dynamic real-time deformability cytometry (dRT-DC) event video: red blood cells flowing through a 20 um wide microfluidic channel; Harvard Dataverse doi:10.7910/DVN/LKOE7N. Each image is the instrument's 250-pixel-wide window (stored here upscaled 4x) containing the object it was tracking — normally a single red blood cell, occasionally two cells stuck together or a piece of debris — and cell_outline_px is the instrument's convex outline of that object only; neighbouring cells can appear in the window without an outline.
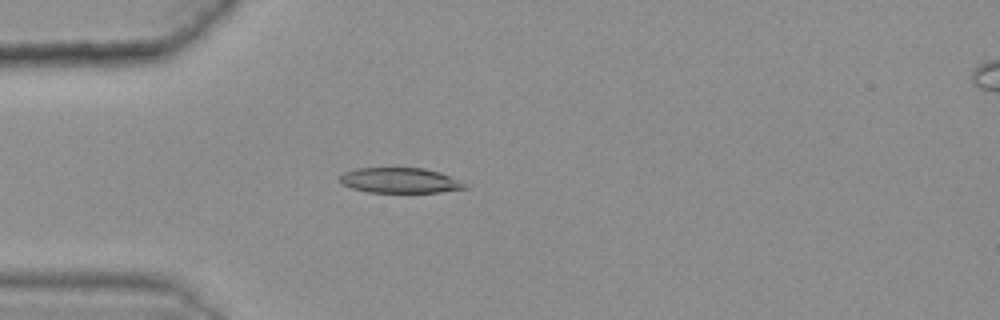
{"species": "common noctule bat (a hibernating species)", "species_latin": "Nyctalus noctula", "temperature_condition": "warm", "stored_images_in_passage": 35, "camera_frame_rate_fps": 3000, "um_per_image_px": 0.085, "animal": {"sex": "female", "body_mass_g": 25.1}, "frame": {"image": 1, "passage_image": 3, "time_ms": 0.667, "image_size_px": [1000, 320], "cell_outline_px": [[468, 188], [440, 192], [368, 192], [352, 188], [340, 184], [340, 176], [344, 172], [356, 168], [424, 168], [440, 172], [468, 184]], "centroid_in_image_um": [34.0, 15.33], "position_along_channel_um": 51.0, "area_um2": 18.44}}
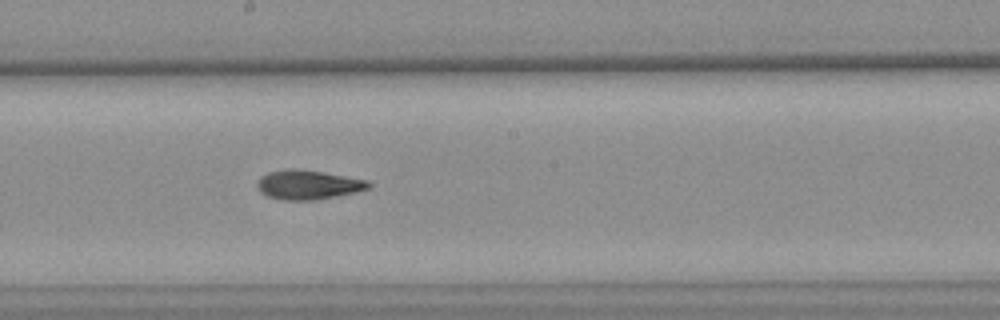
{"frame": {"image": 2, "passage_image": 18, "time_ms": 5.667, "image_size_px": [1000, 320], "cell_outline_px": [[372, 184], [368, 188], [336, 196], [312, 200], [284, 200], [268, 196], [260, 192], [256, 184], [260, 176], [268, 172], [288, 168], [296, 168], [368, 180]], "centroid_in_image_um": [26.13, 15.69], "position_along_channel_um": 222.1, "area_um2": 18.79}}
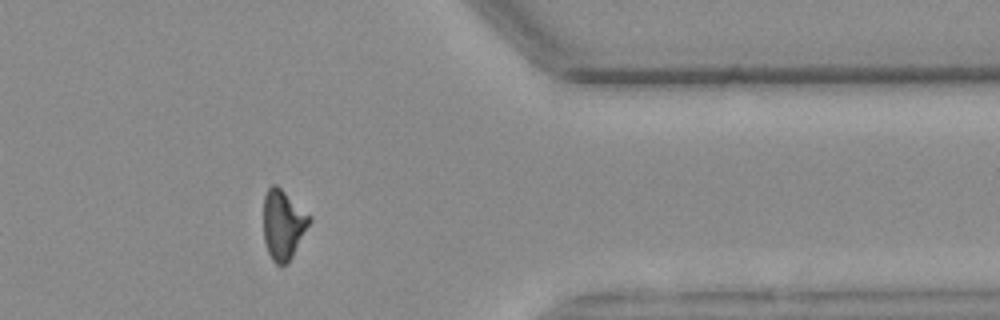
{"frame": {"image": 3, "passage_image": 33, "time_ms": 10.667, "image_size_px": [1000, 320], "cell_outline_px": [[312, 220], [288, 264], [276, 264], [272, 260], [268, 252], [264, 240], [264, 196], [268, 188], [272, 184], [276, 184], [312, 216]], "centroid_in_image_um": [24.08, 19.08], "position_along_channel_um": 387.3, "area_um2": 18.67}, "authors_computed_cell_mechanics": {"area_um2": 18.785, "velocity_mm_per_s": 3.63, "shape_relaxation_time_tau1_ms": null, "shape_relaxation_time_tau2_ms": 3.3048, "deformation_change_tau1": null, "deformation_change_tau2": 0.1138}}